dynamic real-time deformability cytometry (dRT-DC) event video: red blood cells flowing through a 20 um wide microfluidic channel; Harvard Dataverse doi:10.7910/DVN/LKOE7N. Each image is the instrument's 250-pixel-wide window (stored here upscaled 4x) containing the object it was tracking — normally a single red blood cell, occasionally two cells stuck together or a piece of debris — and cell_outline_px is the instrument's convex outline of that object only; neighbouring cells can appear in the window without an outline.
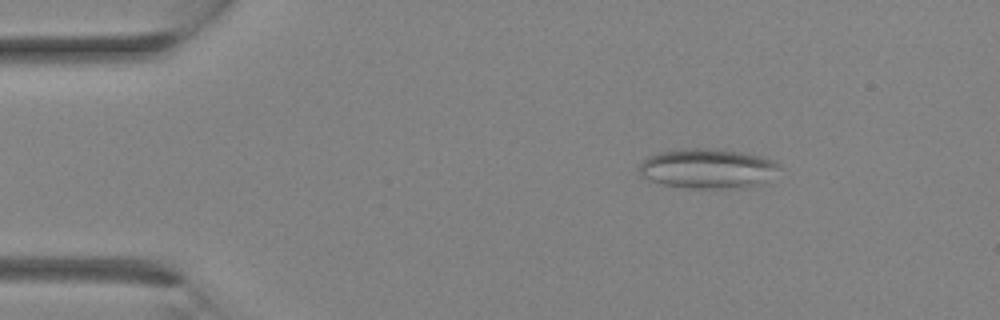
{"species": "Egyptian fruit bat (a non-hibernating species)", "species_latin": "Rousettus aegyptiacus", "temperature_condition": "room temperature", "stored_images_in_passage": 3, "camera_frame_rate_fps": 3000, "um_per_image_px": 0.085, "animal": {"sex": "female"}, "frame": {"image": 1, "passage_image": 2, "time_ms": 1.333, "image_size_px": [1000, 320], "cell_outline_px": [[780, 168], [772, 184], [744, 188], [688, 188], [664, 184], [640, 176], [640, 164], [648, 156], [656, 152], [680, 148], [704, 148], [740, 152], [764, 156], [780, 164]], "centroid_in_image_um": [60.27, 14.34], "position_along_channel_um": 24.7, "area_um2": 33.29}}